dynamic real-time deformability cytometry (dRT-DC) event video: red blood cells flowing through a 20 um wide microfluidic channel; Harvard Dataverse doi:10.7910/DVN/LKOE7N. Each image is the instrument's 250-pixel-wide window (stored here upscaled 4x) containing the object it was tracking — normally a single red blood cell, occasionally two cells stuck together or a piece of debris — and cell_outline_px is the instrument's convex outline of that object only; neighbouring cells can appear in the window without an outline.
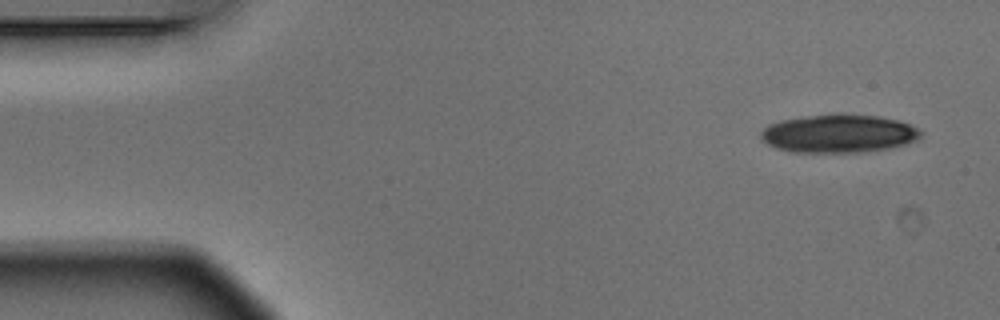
{"species": "Egyptian fruit bat (a non-hibernating species)", "species_latin": "Rousettus aegyptiacus", "temperature_condition": "warm", "stored_images_in_passage": 4, "camera_frame_rate_fps": 3000, "um_per_image_px": 0.085, "animal": {"sex": "male"}, "frame": {"image": 1, "passage_image": 1, "time_ms": 0.0, "image_size_px": [1000, 320], "cell_outline_px": [[924, 132], [916, 140], [904, 144], [888, 148], [860, 152], [792, 152], [776, 148], [768, 144], [760, 136], [760, 132], [768, 124], [780, 120], [808, 116], [840, 112], [876, 116], [896, 120], [908, 124]], "centroid_in_image_um": [71.26, 11.34], "position_along_channel_um": 13.7, "area_um2": 35.66}}